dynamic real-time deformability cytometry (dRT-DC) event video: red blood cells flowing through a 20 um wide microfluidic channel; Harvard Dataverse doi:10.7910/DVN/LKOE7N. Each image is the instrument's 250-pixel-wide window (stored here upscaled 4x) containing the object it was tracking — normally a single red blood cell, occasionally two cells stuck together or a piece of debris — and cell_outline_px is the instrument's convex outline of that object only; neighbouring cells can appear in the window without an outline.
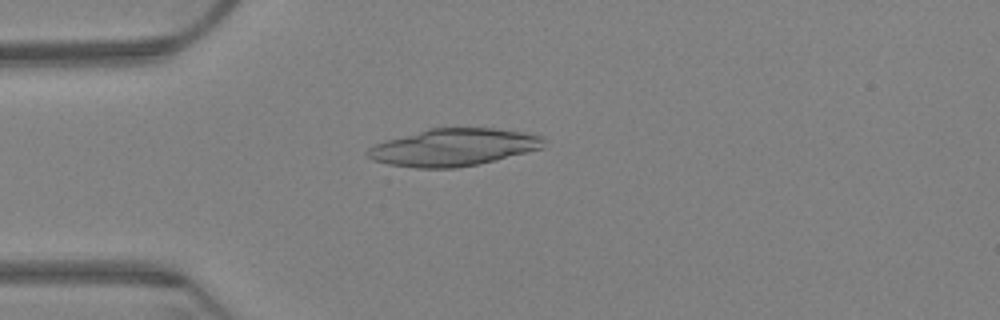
{"species": "Egyptian fruit bat (a non-hibernating species)", "species_latin": "Rousettus aegyptiacus", "temperature_condition": "warm", "stored_images_in_passage": 52, "camera_frame_rate_fps": 3000, "um_per_image_px": 0.085, "animal": {"sex": "female"}, "frame": {"image": 1, "passage_image": 6, "time_ms": 1.667, "image_size_px": [1000, 320], "cell_outline_px": [[544, 148], [476, 164], [456, 168], [416, 168], [388, 164], [372, 160], [364, 152], [368, 148], [376, 144], [388, 140], [428, 128], [492, 128], [524, 132], [540, 136], [544, 140]], "centroid_in_image_um": [38.52, 12.52], "position_along_channel_um": 46.5, "area_um2": 37.97}}
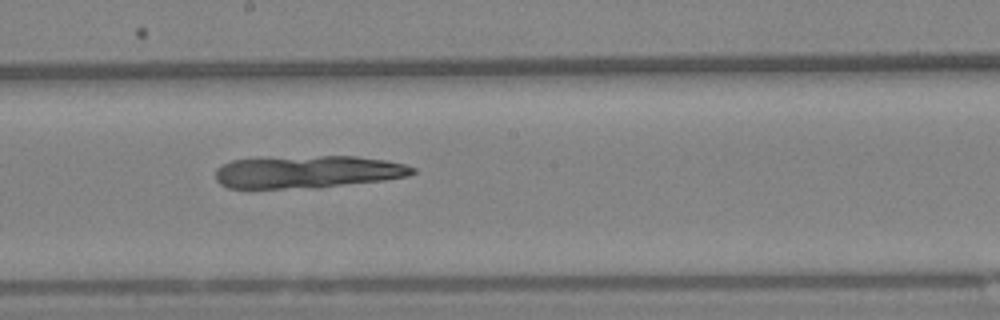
{"frame": {"image": 2, "passage_image": 24, "time_ms": 7.667, "image_size_px": [1000, 320], "cell_outline_px": [[416, 172], [408, 176], [384, 180], [316, 188], [228, 188], [220, 184], [216, 180], [216, 168], [232, 160], [320, 156], [356, 156], [384, 160], [404, 164], [416, 168]], "centroid_in_image_um": [26.18, 14.62], "position_along_channel_um": 222.0, "area_um2": 37.11}}
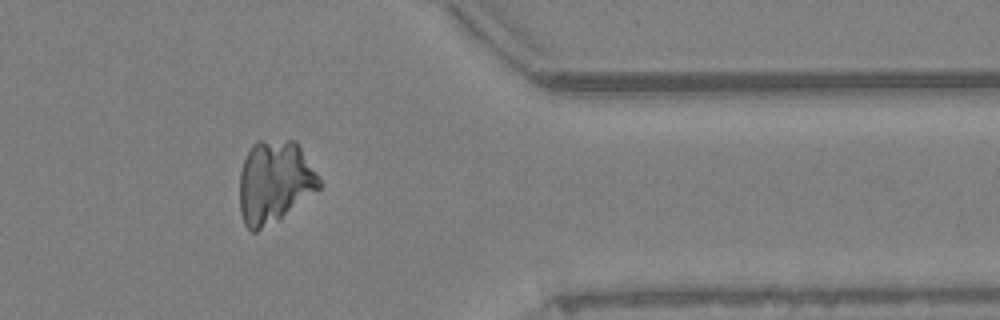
{"frame": {"image": 3, "passage_image": 41, "time_ms": 13.333, "image_size_px": [1000, 320], "cell_outline_px": [[324, 184], [320, 188], [280, 220], [256, 232], [252, 232], [244, 224], [240, 212], [240, 172], [244, 160], [252, 144], [256, 140], [296, 140]], "centroid_in_image_um": [23.35, 15.48], "position_along_channel_um": 388.1, "area_um2": 38.78}}